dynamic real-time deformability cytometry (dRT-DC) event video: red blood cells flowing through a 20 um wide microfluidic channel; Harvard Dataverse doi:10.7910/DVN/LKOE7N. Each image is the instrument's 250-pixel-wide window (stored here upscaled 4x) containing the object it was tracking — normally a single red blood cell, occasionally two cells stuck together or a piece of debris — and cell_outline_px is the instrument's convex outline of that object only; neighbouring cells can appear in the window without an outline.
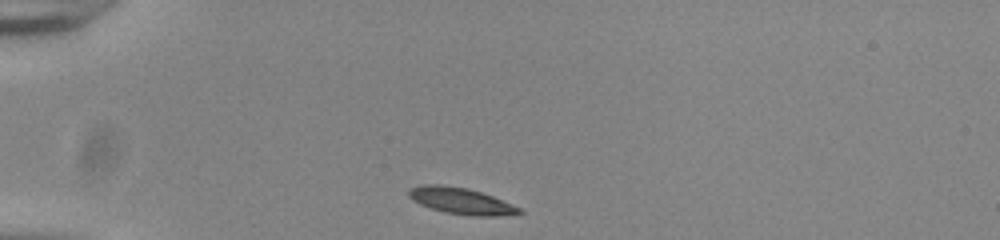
{"species": "common noctule bat (a hibernating species)", "species_latin": "Nyctalus noctula", "temperature_condition": "room temperature", "stored_images_in_passage": 34, "camera_frame_rate_fps": 3000, "um_per_image_px": 0.085, "animal": {"sex": "male", "body_mass_g": 20.0, "forearm_length_mm": 53.3}, "frame": {"image": 1, "passage_image": 1, "time_ms": 0.0, "image_size_px": [1000, 240], "cell_outline_px": [[524, 212], [496, 216], [472, 216], [444, 212], [420, 204], [412, 200], [408, 196], [408, 192], [412, 188], [420, 184], [440, 184], [468, 188], [492, 196], [520, 208]], "centroid_in_image_um": [39.15, 17.07], "position_along_channel_um": 45.9, "area_um2": 16.82}}
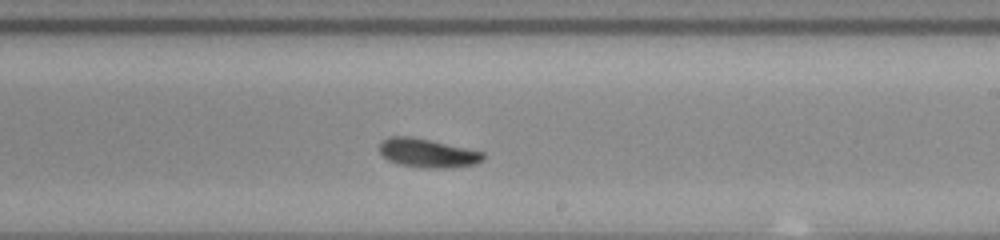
{"frame": {"image": 2, "passage_image": 20, "time_ms": 6.333, "image_size_px": [1000, 240], "cell_outline_px": [[484, 160], [476, 164], [444, 168], [424, 168], [396, 164], [388, 160], [380, 152], [380, 144], [388, 136], [412, 136], [484, 152]], "centroid_in_image_um": [36.33, 13.01], "position_along_channel_um": 252.7, "area_um2": 17.4}}
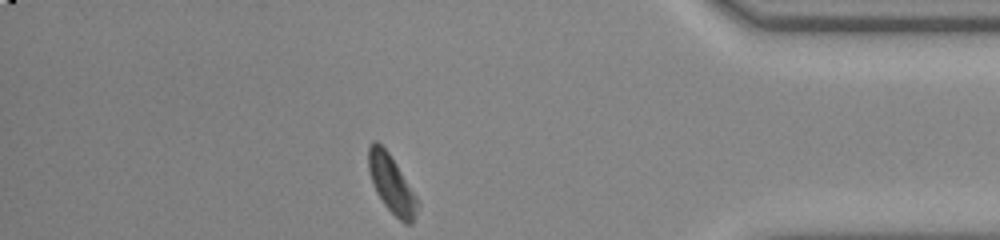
{"frame": {"image": 3, "passage_image": 34, "time_ms": 11.0, "image_size_px": [1000, 240], "cell_outline_px": [[420, 204], [412, 224], [404, 224], [384, 204], [376, 192], [368, 168], [368, 148], [372, 140], [376, 140], [388, 152], [420, 200]], "centroid_in_image_um": [33.31, 15.66], "position_along_channel_um": 401.9, "area_um2": 16.53}, "authors_computed_cell_mechanics": {"area_um2": 17.2822, "velocity_mm_per_s": 3.8063, "shape_relaxation_time_tau1_ms": 3.3053, "shape_relaxation_time_tau2_ms": 3.0695, "deformation_change_tau1": 0.1184, "deformation_change_tau2": 0.085}}